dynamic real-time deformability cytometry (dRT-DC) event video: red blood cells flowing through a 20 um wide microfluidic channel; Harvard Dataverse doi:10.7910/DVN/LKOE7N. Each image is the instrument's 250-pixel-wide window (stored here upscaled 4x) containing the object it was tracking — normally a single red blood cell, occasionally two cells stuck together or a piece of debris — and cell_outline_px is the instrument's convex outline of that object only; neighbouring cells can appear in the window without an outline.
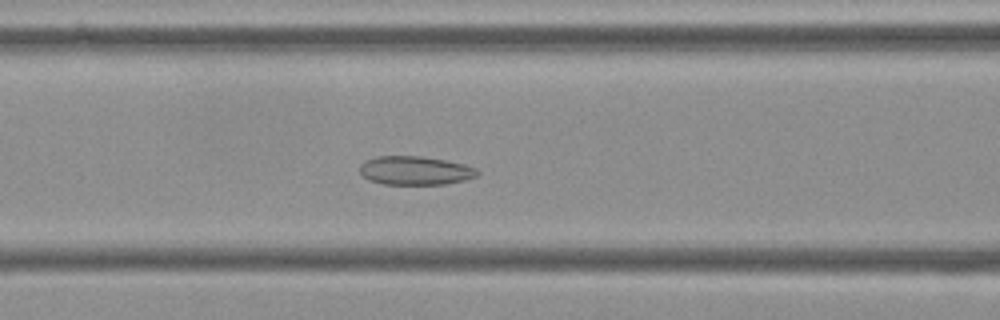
{"species": "Egyptian fruit bat (a non-hibernating species)", "species_latin": "Rousettus aegyptiacus", "temperature_condition": "cold", "stored_images_in_passage": 49, "camera_frame_rate_fps": 3000, "um_per_image_px": 0.085, "frame": {"image": 1, "passage_image": 16, "time_ms": 5.0, "image_size_px": [1000, 320], "cell_outline_px": [[480, 172], [476, 176], [464, 180], [444, 184], [384, 184], [368, 180], [360, 172], [360, 164], [364, 160], [376, 156], [420, 156], [444, 160], [464, 164], [476, 168]], "centroid_in_image_um": [35.26, 14.49], "position_along_channel_um": 131.3, "area_um2": 19.65}}
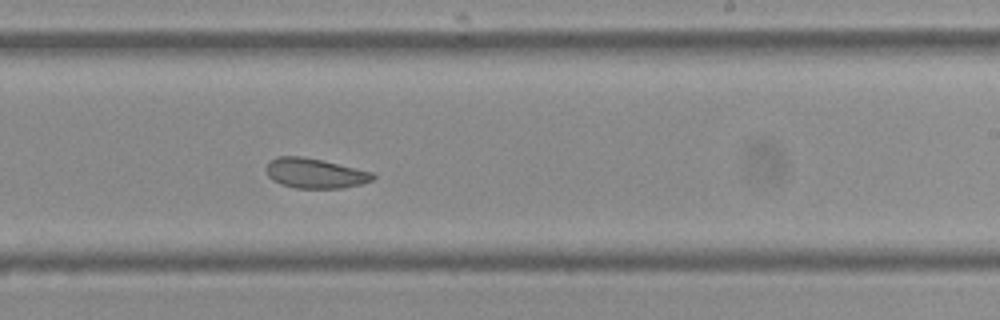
{"frame": {"image": 2, "passage_image": 27, "time_ms": 8.667, "image_size_px": [1000, 320], "cell_outline_px": [[376, 176], [372, 180], [360, 184], [340, 188], [296, 188], [280, 184], [272, 180], [268, 176], [268, 160], [276, 156], [300, 156], [324, 160], [372, 172]], "centroid_in_image_um": [26.76, 14.72], "position_along_channel_um": 262.2, "area_um2": 18.55}}
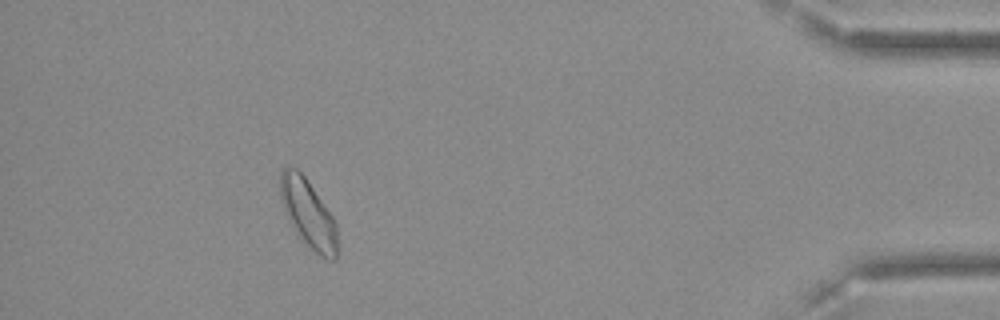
{"frame": {"image": 3, "passage_image": 44, "time_ms": 14.333, "image_size_px": [1000, 320], "cell_outline_px": [[336, 260], [328, 260], [320, 256], [296, 236], [288, 220], [280, 196], [280, 168], [288, 164], [296, 168], [304, 176], [332, 216], [336, 224]], "centroid_in_image_um": [26.15, 18.14], "position_along_channel_um": 409.1, "area_um2": 22.66}, "authors_computed_cell_mechanics": {"area_um2": 20.1722, "velocity_mm_per_s": 3.5707, "shape_relaxation_time_tau1_ms": null, "shape_relaxation_time_tau2_ms": 1.9691, "deformation_change_tau1": null, "deformation_change_tau2": 0.0798}}